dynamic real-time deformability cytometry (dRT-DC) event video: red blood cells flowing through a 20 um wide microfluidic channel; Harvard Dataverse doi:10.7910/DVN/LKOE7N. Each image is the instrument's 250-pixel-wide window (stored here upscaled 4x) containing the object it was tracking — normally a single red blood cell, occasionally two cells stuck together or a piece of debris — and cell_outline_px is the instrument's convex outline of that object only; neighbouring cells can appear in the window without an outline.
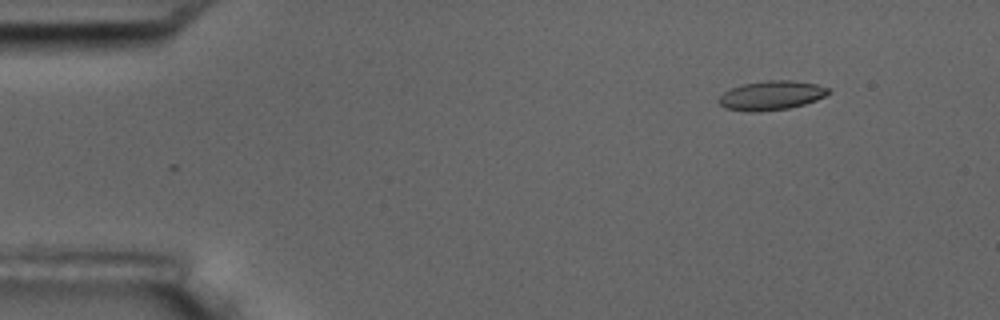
{"species": "common noctule bat (a hibernating species)", "species_latin": "Nyctalus noctula", "temperature_condition": "room temperature", "stored_images_in_passage": 7, "camera_frame_rate_fps": 3000, "um_per_image_px": 0.085, "animal": {"sex": "male", "body_mass_g": 17.5, "forearm_length_mm": 52.3}, "frame": {"image": 1, "passage_image": 7, "time_ms": 7.0, "image_size_px": [1000, 320], "cell_outline_px": [[828, 92], [824, 96], [816, 100], [804, 104], [788, 108], [760, 112], [748, 112], [724, 108], [716, 100], [724, 92], [732, 88], [744, 84], [768, 80], [792, 80], [816, 84], [828, 88]], "centroid_in_image_um": [65.52, 8.12], "position_along_channel_um": 19.5, "area_um2": 18.55}}